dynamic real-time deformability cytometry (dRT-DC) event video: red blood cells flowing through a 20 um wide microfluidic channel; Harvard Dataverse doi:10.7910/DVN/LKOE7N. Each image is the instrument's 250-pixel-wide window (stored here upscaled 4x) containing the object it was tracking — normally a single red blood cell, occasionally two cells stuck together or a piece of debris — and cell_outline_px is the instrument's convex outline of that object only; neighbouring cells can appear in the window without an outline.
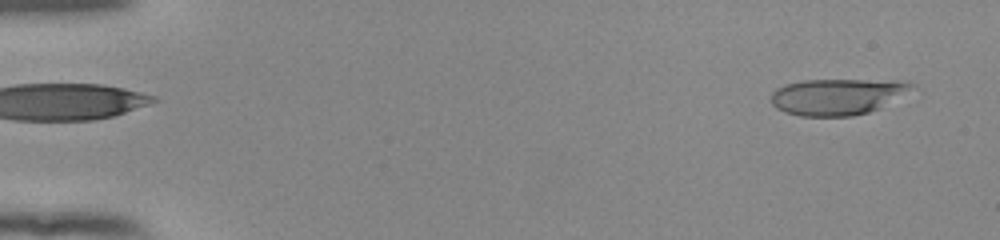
{"species": "human", "species_latin": "Homo sapiens", "temperature_condition": "room temperature", "stored_images_in_passage": 53, "camera_frame_rate_fps": 3000, "um_per_image_px": 0.085, "donor": {"sex": "female"}, "frame": {"image": 1, "passage_image": 3, "time_ms": 0.667, "image_size_px": [1000, 240], "cell_outline_px": [[916, 84], [880, 108], [868, 112], [852, 116], [800, 116], [784, 112], [776, 108], [772, 104], [772, 92], [776, 88], [784, 84], [804, 80], [892, 80]], "centroid_in_image_um": [71.08, 8.21], "position_along_channel_um": 13.9, "area_um2": 29.36}}
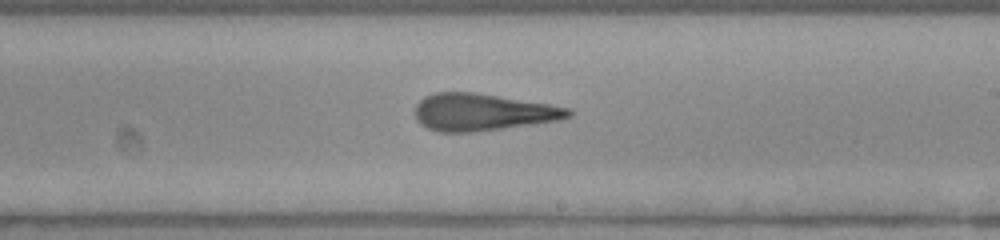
{"frame": {"image": 2, "passage_image": 32, "time_ms": 10.333, "image_size_px": [1000, 240], "cell_outline_px": [[572, 116], [560, 120], [532, 124], [472, 132], [436, 132], [420, 124], [416, 120], [416, 104], [424, 96], [436, 92], [472, 92], [548, 104], [572, 108]], "centroid_in_image_um": [41.01, 9.54], "position_along_channel_um": 248.0, "area_um2": 33.0}}
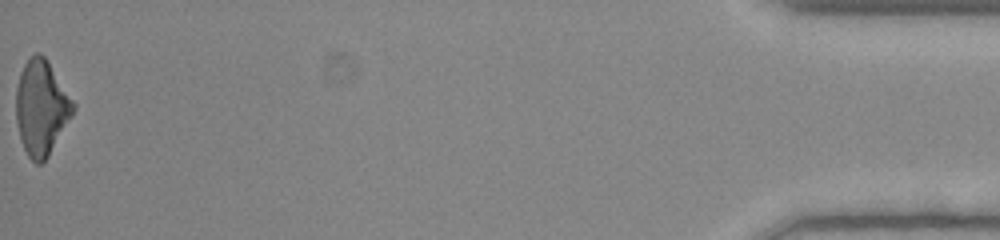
{"frame": {"image": 3, "passage_image": 53, "time_ms": 17.333, "image_size_px": [1000, 240], "cell_outline_px": [[76, 108], [72, 116], [48, 156], [40, 164], [36, 164], [28, 156], [20, 140], [16, 120], [16, 88], [20, 72], [24, 64], [36, 52], [40, 52], [44, 56], [76, 104]], "centroid_in_image_um": [3.51, 9.16], "position_along_channel_um": 431.7, "area_um2": 31.5}, "authors_computed_cell_mechanics": {"area_um2": 32.5414, "velocity_mm_per_s": 3.9271, "shape_relaxation_time_tau1_ms": null, "shape_relaxation_time_tau2_ms": 2.3089, "deformation_change_tau1": null, "deformation_change_tau2": 0.1446}}